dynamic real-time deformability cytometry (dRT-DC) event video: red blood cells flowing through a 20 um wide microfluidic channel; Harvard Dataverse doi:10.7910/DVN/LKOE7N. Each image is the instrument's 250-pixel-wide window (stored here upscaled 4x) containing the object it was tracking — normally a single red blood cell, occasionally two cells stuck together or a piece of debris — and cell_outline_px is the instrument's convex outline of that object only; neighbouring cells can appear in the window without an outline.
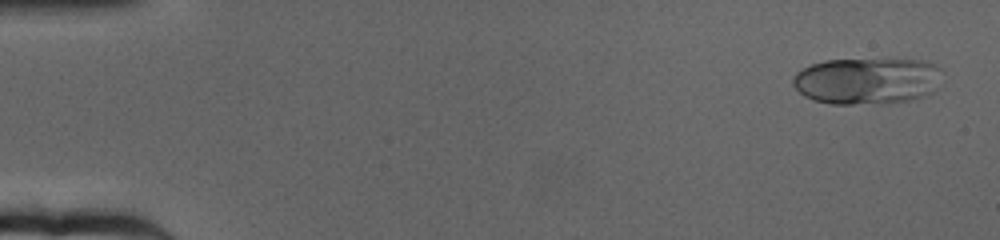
{"species": "human", "species_latin": "Homo sapiens", "temperature_condition": "cold", "stored_images_in_passage": 65, "segment_of_instrument_passage": [1, 2], "camera_frame_rate_fps": 3000, "um_per_image_px": 0.085, "donor": {"sex": "female"}, "frame": {"image": 1, "passage_image": 3, "time_ms": 0.667, "image_size_px": [1000, 240], "cell_outline_px": [[944, 84], [932, 92], [908, 100], [884, 104], [832, 104], [816, 100], [804, 96], [792, 84], [792, 80], [796, 72], [812, 64], [824, 60], [924, 60], [936, 64], [944, 72]], "centroid_in_image_um": [73.79, 6.88], "position_along_channel_um": 11.2, "area_um2": 41.04}}
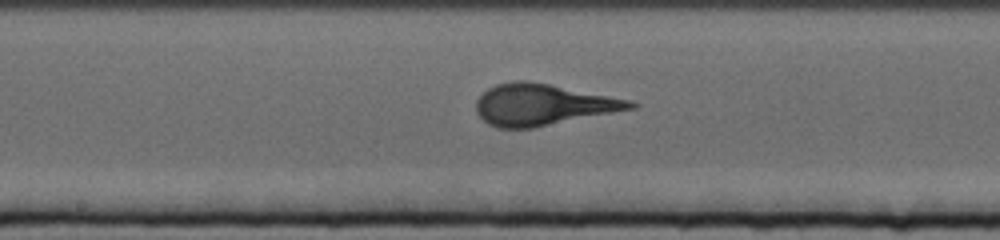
{"frame": {"image": 2, "passage_image": 34, "time_ms": 11.0, "image_size_px": [1000, 240], "cell_outline_px": [[640, 104], [636, 108], [532, 128], [496, 128], [488, 124], [476, 112], [476, 100], [488, 88], [496, 84], [512, 80], [528, 80], [628, 100]], "centroid_in_image_um": [46.09, 8.9], "position_along_channel_um": 202.1, "area_um2": 36.82}}
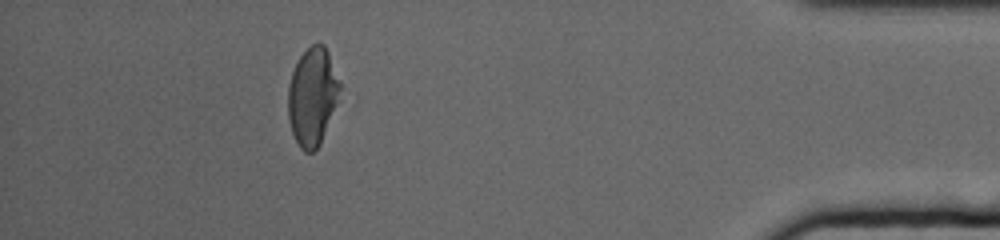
{"frame": {"image": 3, "passage_image": 58, "time_ms": 19.0, "image_size_px": [1000, 240], "cell_outline_px": [[340, 100], [320, 144], [312, 152], [304, 152], [300, 148], [292, 132], [288, 120], [288, 84], [292, 72], [300, 56], [312, 44], [324, 44], [328, 52], [340, 84]], "centroid_in_image_um": [26.56, 8.23], "position_along_channel_um": 408.6, "area_um2": 29.65}}